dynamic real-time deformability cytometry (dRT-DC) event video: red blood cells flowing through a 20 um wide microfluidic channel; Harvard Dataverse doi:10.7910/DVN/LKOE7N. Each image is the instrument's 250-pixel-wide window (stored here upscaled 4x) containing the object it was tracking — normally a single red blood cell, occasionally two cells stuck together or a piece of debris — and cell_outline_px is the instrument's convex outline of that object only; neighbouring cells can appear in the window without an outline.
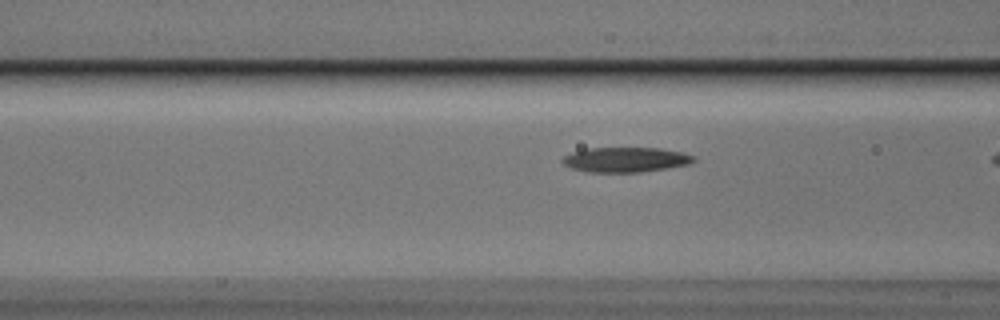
{"species": "Egyptian fruit bat (a non-hibernating species)", "species_latin": "Rousettus aegyptiacus", "temperature_condition": "cold", "stored_images_in_passage": 23, "camera_frame_rate_fps": 3000, "um_per_image_px": 0.085, "animal": {"sex": "male"}, "frame": {"image": 1, "passage_image": 20, "time_ms": 6.333, "image_size_px": [1000, 320], "cell_outline_px": [[696, 160], [688, 164], [640, 172], [588, 172], [572, 168], [564, 164], [560, 160], [564, 156], [588, 148], [660, 148], [680, 152], [692, 156]], "centroid_in_image_um": [53.15, 13.57], "position_along_channel_um": 113.5, "area_um2": 18.67}}